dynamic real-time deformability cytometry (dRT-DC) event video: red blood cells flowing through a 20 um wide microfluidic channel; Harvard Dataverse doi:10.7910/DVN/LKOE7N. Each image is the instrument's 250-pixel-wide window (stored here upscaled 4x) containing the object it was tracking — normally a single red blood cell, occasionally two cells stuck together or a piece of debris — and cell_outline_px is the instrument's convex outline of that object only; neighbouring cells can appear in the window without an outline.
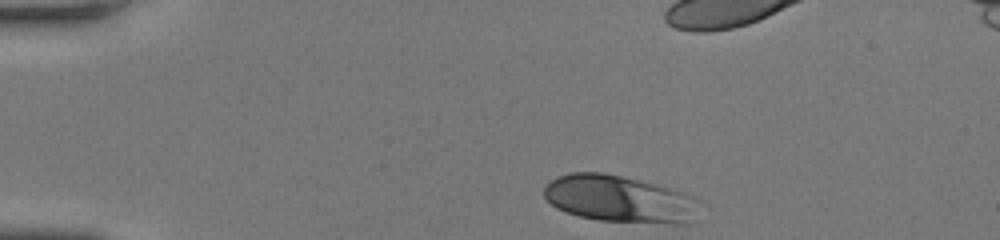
{"species": "human", "species_latin": "Homo sapiens", "temperature_condition": "room temperature", "stored_images_in_passage": 36, "camera_frame_rate_fps": 3000, "um_per_image_px": 0.085, "donor": {"sex": "female"}, "frame": {"image": 1, "passage_image": 1, "time_ms": 0.0, "image_size_px": [1000, 240], "cell_outline_px": [[692, 196], [684, 220], [676, 224], [672, 224], [600, 220], [580, 216], [556, 208], [544, 196], [544, 188], [552, 180], [568, 172], [600, 172], [620, 176], [676, 188]], "centroid_in_image_um": [52.46, 16.87], "position_along_channel_um": 32.5, "area_um2": 40.86}}
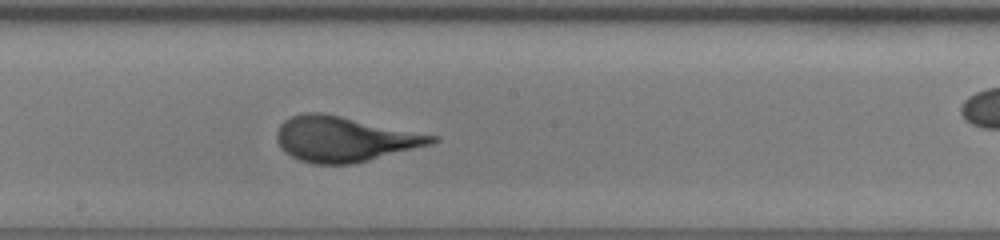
{"frame": {"image": 2, "passage_image": 20, "time_ms": 6.333, "image_size_px": [1000, 240], "cell_outline_px": [[440, 140], [432, 144], [352, 164], [312, 164], [300, 160], [292, 156], [276, 140], [276, 132], [280, 124], [284, 120], [292, 116], [304, 112], [320, 112], [440, 136]], "centroid_in_image_um": [29.29, 11.81], "position_along_channel_um": 218.9, "area_um2": 40.52}}
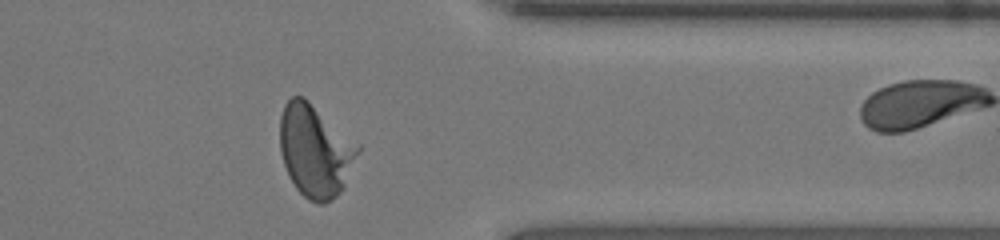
{"frame": {"image": 3, "passage_image": 33, "time_ms": 10.667, "image_size_px": [1000, 240], "cell_outline_px": [[360, 152], [344, 188], [332, 200], [324, 204], [316, 204], [308, 200], [296, 188], [288, 176], [280, 152], [280, 116], [284, 104], [292, 96], [304, 96], [360, 144]], "centroid_in_image_um": [26.81, 12.82], "position_along_channel_um": 384.6, "area_um2": 42.6}}